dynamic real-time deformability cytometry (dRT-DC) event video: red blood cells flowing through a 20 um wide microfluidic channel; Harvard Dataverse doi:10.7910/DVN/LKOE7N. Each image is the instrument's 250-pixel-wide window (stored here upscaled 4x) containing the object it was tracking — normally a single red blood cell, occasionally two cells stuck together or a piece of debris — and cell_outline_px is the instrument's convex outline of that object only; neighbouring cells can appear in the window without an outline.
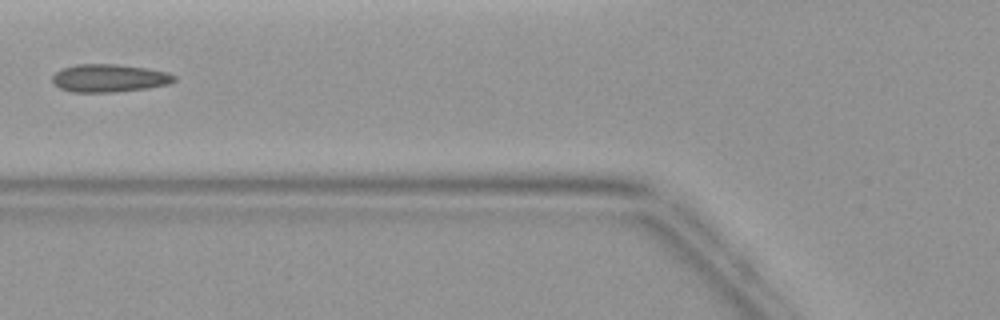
{"species": "common noctule bat (a hibernating species)", "species_latin": "Nyctalus noctula", "temperature_condition": "warm", "stored_images_in_passage": 6, "camera_frame_rate_fps": 3000, "um_per_image_px": 0.085, "animal": {"sex": "female", "body_mass_g": 19.9}, "frame": {"image": 1, "passage_image": 5, "time_ms": 5.0, "image_size_px": [1000, 320], "cell_outline_px": [[176, 80], [168, 84], [148, 88], [116, 92], [72, 92], [60, 88], [52, 80], [52, 76], [56, 72], [64, 68], [76, 64], [116, 64], [148, 68], [168, 72], [176, 76]], "centroid_in_image_um": [9.32, 6.64], "position_along_channel_um": 116.5, "area_um2": 19.83}}